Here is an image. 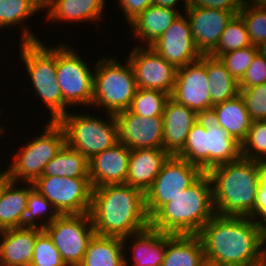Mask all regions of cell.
I'll use <instances>...</instances> for the list:
<instances>
[{"label": "cell", "mask_w": 266, "mask_h": 266, "mask_svg": "<svg viewBox=\"0 0 266 266\" xmlns=\"http://www.w3.org/2000/svg\"><path fill=\"white\" fill-rule=\"evenodd\" d=\"M206 262L220 266H263L266 226L247 216L216 214L199 232Z\"/></svg>", "instance_id": "6da1fadb"}, {"label": "cell", "mask_w": 266, "mask_h": 266, "mask_svg": "<svg viewBox=\"0 0 266 266\" xmlns=\"http://www.w3.org/2000/svg\"><path fill=\"white\" fill-rule=\"evenodd\" d=\"M90 216L95 234L124 238L150 226L145 193L128 184L92 188Z\"/></svg>", "instance_id": "7a4b0ae2"}, {"label": "cell", "mask_w": 266, "mask_h": 266, "mask_svg": "<svg viewBox=\"0 0 266 266\" xmlns=\"http://www.w3.org/2000/svg\"><path fill=\"white\" fill-rule=\"evenodd\" d=\"M266 164L244 157L210 169L215 212L221 216H249L254 211L259 176Z\"/></svg>", "instance_id": "3957f363"}, {"label": "cell", "mask_w": 266, "mask_h": 266, "mask_svg": "<svg viewBox=\"0 0 266 266\" xmlns=\"http://www.w3.org/2000/svg\"><path fill=\"white\" fill-rule=\"evenodd\" d=\"M216 215L212 183L204 173L195 183L164 204L151 218L150 226L172 235H198Z\"/></svg>", "instance_id": "277c9868"}, {"label": "cell", "mask_w": 266, "mask_h": 266, "mask_svg": "<svg viewBox=\"0 0 266 266\" xmlns=\"http://www.w3.org/2000/svg\"><path fill=\"white\" fill-rule=\"evenodd\" d=\"M177 157L207 173L213 167L238 160L241 144L208 116H200L192 125Z\"/></svg>", "instance_id": "5b68a950"}, {"label": "cell", "mask_w": 266, "mask_h": 266, "mask_svg": "<svg viewBox=\"0 0 266 266\" xmlns=\"http://www.w3.org/2000/svg\"><path fill=\"white\" fill-rule=\"evenodd\" d=\"M20 60L32 82L34 95L50 111L49 121L58 122L69 110L57 83V45L46 46L41 40L20 43Z\"/></svg>", "instance_id": "8992f818"}, {"label": "cell", "mask_w": 266, "mask_h": 266, "mask_svg": "<svg viewBox=\"0 0 266 266\" xmlns=\"http://www.w3.org/2000/svg\"><path fill=\"white\" fill-rule=\"evenodd\" d=\"M116 57L99 60L94 68L92 107L104 113L116 114L128 110L138 90L133 67L128 59L121 64ZM100 108V109H99Z\"/></svg>", "instance_id": "52a82bcc"}, {"label": "cell", "mask_w": 266, "mask_h": 266, "mask_svg": "<svg viewBox=\"0 0 266 266\" xmlns=\"http://www.w3.org/2000/svg\"><path fill=\"white\" fill-rule=\"evenodd\" d=\"M41 134L23 145L5 169L6 176L16 182L33 183L40 177L46 165L66 144L64 128L58 122L48 121ZM20 180V181H19Z\"/></svg>", "instance_id": "ba28073f"}, {"label": "cell", "mask_w": 266, "mask_h": 266, "mask_svg": "<svg viewBox=\"0 0 266 266\" xmlns=\"http://www.w3.org/2000/svg\"><path fill=\"white\" fill-rule=\"evenodd\" d=\"M106 120L90 113L70 111L58 123L64 128L66 144L88 160L119 142L115 114L106 113Z\"/></svg>", "instance_id": "9c48e42d"}, {"label": "cell", "mask_w": 266, "mask_h": 266, "mask_svg": "<svg viewBox=\"0 0 266 266\" xmlns=\"http://www.w3.org/2000/svg\"><path fill=\"white\" fill-rule=\"evenodd\" d=\"M57 44V83L67 106L92 107L94 69L82 59L75 48ZM90 69H93L90 70Z\"/></svg>", "instance_id": "30bf717a"}, {"label": "cell", "mask_w": 266, "mask_h": 266, "mask_svg": "<svg viewBox=\"0 0 266 266\" xmlns=\"http://www.w3.org/2000/svg\"><path fill=\"white\" fill-rule=\"evenodd\" d=\"M204 173L200 167L187 160L170 156L151 187L145 192V206L149 218L164 204L172 201L174 197L195 183Z\"/></svg>", "instance_id": "8fae6325"}, {"label": "cell", "mask_w": 266, "mask_h": 266, "mask_svg": "<svg viewBox=\"0 0 266 266\" xmlns=\"http://www.w3.org/2000/svg\"><path fill=\"white\" fill-rule=\"evenodd\" d=\"M33 186L60 215L90 213L92 187L89 178L40 176Z\"/></svg>", "instance_id": "7c38bea8"}, {"label": "cell", "mask_w": 266, "mask_h": 266, "mask_svg": "<svg viewBox=\"0 0 266 266\" xmlns=\"http://www.w3.org/2000/svg\"><path fill=\"white\" fill-rule=\"evenodd\" d=\"M44 230L52 238L67 266H79L95 234L90 213L59 215Z\"/></svg>", "instance_id": "4fadbf2b"}, {"label": "cell", "mask_w": 266, "mask_h": 266, "mask_svg": "<svg viewBox=\"0 0 266 266\" xmlns=\"http://www.w3.org/2000/svg\"><path fill=\"white\" fill-rule=\"evenodd\" d=\"M208 85L206 55H202L200 59L177 68L175 85L170 97L194 110L199 116H208L213 106Z\"/></svg>", "instance_id": "5bb4252c"}, {"label": "cell", "mask_w": 266, "mask_h": 266, "mask_svg": "<svg viewBox=\"0 0 266 266\" xmlns=\"http://www.w3.org/2000/svg\"><path fill=\"white\" fill-rule=\"evenodd\" d=\"M145 47L135 45L127 58L133 67L138 88L159 90L171 95L177 68L150 46Z\"/></svg>", "instance_id": "9a60e30c"}, {"label": "cell", "mask_w": 266, "mask_h": 266, "mask_svg": "<svg viewBox=\"0 0 266 266\" xmlns=\"http://www.w3.org/2000/svg\"><path fill=\"white\" fill-rule=\"evenodd\" d=\"M150 47L176 68L184 67L202 56L194 43L190 22L185 13H181Z\"/></svg>", "instance_id": "2e32d148"}, {"label": "cell", "mask_w": 266, "mask_h": 266, "mask_svg": "<svg viewBox=\"0 0 266 266\" xmlns=\"http://www.w3.org/2000/svg\"><path fill=\"white\" fill-rule=\"evenodd\" d=\"M119 142L131 149L162 148L163 116L142 117L129 109L115 114Z\"/></svg>", "instance_id": "e0dca14e"}, {"label": "cell", "mask_w": 266, "mask_h": 266, "mask_svg": "<svg viewBox=\"0 0 266 266\" xmlns=\"http://www.w3.org/2000/svg\"><path fill=\"white\" fill-rule=\"evenodd\" d=\"M191 33L196 48L202 55H209L218 45L221 34L235 15L231 11L215 8L187 7Z\"/></svg>", "instance_id": "ac0fdd59"}, {"label": "cell", "mask_w": 266, "mask_h": 266, "mask_svg": "<svg viewBox=\"0 0 266 266\" xmlns=\"http://www.w3.org/2000/svg\"><path fill=\"white\" fill-rule=\"evenodd\" d=\"M131 150L121 142L94 155L89 160L92 188L107 184H125Z\"/></svg>", "instance_id": "d6986e66"}, {"label": "cell", "mask_w": 266, "mask_h": 266, "mask_svg": "<svg viewBox=\"0 0 266 266\" xmlns=\"http://www.w3.org/2000/svg\"><path fill=\"white\" fill-rule=\"evenodd\" d=\"M199 117L194 110L170 97L163 112L162 149L170 156H177L184 147L192 125Z\"/></svg>", "instance_id": "ffe728a7"}, {"label": "cell", "mask_w": 266, "mask_h": 266, "mask_svg": "<svg viewBox=\"0 0 266 266\" xmlns=\"http://www.w3.org/2000/svg\"><path fill=\"white\" fill-rule=\"evenodd\" d=\"M133 238V239H132ZM132 245H128L130 243ZM125 253V266H161L166 251V233L160 232L151 226L122 238ZM129 240V241H128ZM131 247L130 248H126ZM128 250V251H127ZM132 252H130V251ZM127 252L132 254V264L127 259Z\"/></svg>", "instance_id": "44dd1931"}, {"label": "cell", "mask_w": 266, "mask_h": 266, "mask_svg": "<svg viewBox=\"0 0 266 266\" xmlns=\"http://www.w3.org/2000/svg\"><path fill=\"white\" fill-rule=\"evenodd\" d=\"M169 157L162 148L131 149L125 184L145 193Z\"/></svg>", "instance_id": "7402d4cb"}, {"label": "cell", "mask_w": 266, "mask_h": 266, "mask_svg": "<svg viewBox=\"0 0 266 266\" xmlns=\"http://www.w3.org/2000/svg\"><path fill=\"white\" fill-rule=\"evenodd\" d=\"M0 266H30L36 227L0 231Z\"/></svg>", "instance_id": "603a6c76"}, {"label": "cell", "mask_w": 266, "mask_h": 266, "mask_svg": "<svg viewBox=\"0 0 266 266\" xmlns=\"http://www.w3.org/2000/svg\"><path fill=\"white\" fill-rule=\"evenodd\" d=\"M19 185L3 177V192L0 197V231L25 227L26 206L29 192L34 188L33 183L25 182Z\"/></svg>", "instance_id": "cb8c5ba5"}, {"label": "cell", "mask_w": 266, "mask_h": 266, "mask_svg": "<svg viewBox=\"0 0 266 266\" xmlns=\"http://www.w3.org/2000/svg\"><path fill=\"white\" fill-rule=\"evenodd\" d=\"M208 117L224 128L240 144L247 138L253 121L240 94L212 106Z\"/></svg>", "instance_id": "d4e9b609"}, {"label": "cell", "mask_w": 266, "mask_h": 266, "mask_svg": "<svg viewBox=\"0 0 266 266\" xmlns=\"http://www.w3.org/2000/svg\"><path fill=\"white\" fill-rule=\"evenodd\" d=\"M178 10L168 7L150 5L128 25L135 39L141 41L140 46H150L179 17ZM146 44V45H144Z\"/></svg>", "instance_id": "484cf974"}, {"label": "cell", "mask_w": 266, "mask_h": 266, "mask_svg": "<svg viewBox=\"0 0 266 266\" xmlns=\"http://www.w3.org/2000/svg\"><path fill=\"white\" fill-rule=\"evenodd\" d=\"M206 257L198 235L166 234V251L161 266H204Z\"/></svg>", "instance_id": "4316f807"}, {"label": "cell", "mask_w": 266, "mask_h": 266, "mask_svg": "<svg viewBox=\"0 0 266 266\" xmlns=\"http://www.w3.org/2000/svg\"><path fill=\"white\" fill-rule=\"evenodd\" d=\"M106 2V0H54L46 11L45 19L49 22L66 21V24L75 21L99 22L102 20Z\"/></svg>", "instance_id": "83f0119b"}, {"label": "cell", "mask_w": 266, "mask_h": 266, "mask_svg": "<svg viewBox=\"0 0 266 266\" xmlns=\"http://www.w3.org/2000/svg\"><path fill=\"white\" fill-rule=\"evenodd\" d=\"M79 266H125L122 238L94 234Z\"/></svg>", "instance_id": "f1b7e54d"}, {"label": "cell", "mask_w": 266, "mask_h": 266, "mask_svg": "<svg viewBox=\"0 0 266 266\" xmlns=\"http://www.w3.org/2000/svg\"><path fill=\"white\" fill-rule=\"evenodd\" d=\"M206 72L211 104L222 103L240 94L239 82L226 69L219 58L206 55Z\"/></svg>", "instance_id": "f546056e"}, {"label": "cell", "mask_w": 266, "mask_h": 266, "mask_svg": "<svg viewBox=\"0 0 266 266\" xmlns=\"http://www.w3.org/2000/svg\"><path fill=\"white\" fill-rule=\"evenodd\" d=\"M39 11L31 0H0V28H14L20 23L21 42L40 41L36 34L30 31L31 28L24 23Z\"/></svg>", "instance_id": "4dcf8cb0"}, {"label": "cell", "mask_w": 266, "mask_h": 266, "mask_svg": "<svg viewBox=\"0 0 266 266\" xmlns=\"http://www.w3.org/2000/svg\"><path fill=\"white\" fill-rule=\"evenodd\" d=\"M41 176L89 178V160L65 144L46 165Z\"/></svg>", "instance_id": "1f68e13d"}, {"label": "cell", "mask_w": 266, "mask_h": 266, "mask_svg": "<svg viewBox=\"0 0 266 266\" xmlns=\"http://www.w3.org/2000/svg\"><path fill=\"white\" fill-rule=\"evenodd\" d=\"M246 25L239 14L234 15L226 25L216 48L209 54L219 58L222 54L251 46Z\"/></svg>", "instance_id": "d6a6232c"}, {"label": "cell", "mask_w": 266, "mask_h": 266, "mask_svg": "<svg viewBox=\"0 0 266 266\" xmlns=\"http://www.w3.org/2000/svg\"><path fill=\"white\" fill-rule=\"evenodd\" d=\"M170 94L159 90L138 88L129 110L142 117L163 116Z\"/></svg>", "instance_id": "836d02e7"}, {"label": "cell", "mask_w": 266, "mask_h": 266, "mask_svg": "<svg viewBox=\"0 0 266 266\" xmlns=\"http://www.w3.org/2000/svg\"><path fill=\"white\" fill-rule=\"evenodd\" d=\"M50 213V214H49ZM46 217V219L43 217ZM60 214L53 205L34 188L29 192L26 206L25 227L44 229L51 224ZM38 218L41 219L38 223Z\"/></svg>", "instance_id": "e575fe53"}, {"label": "cell", "mask_w": 266, "mask_h": 266, "mask_svg": "<svg viewBox=\"0 0 266 266\" xmlns=\"http://www.w3.org/2000/svg\"><path fill=\"white\" fill-rule=\"evenodd\" d=\"M241 156L266 164V120H254L241 144Z\"/></svg>", "instance_id": "d590c367"}, {"label": "cell", "mask_w": 266, "mask_h": 266, "mask_svg": "<svg viewBox=\"0 0 266 266\" xmlns=\"http://www.w3.org/2000/svg\"><path fill=\"white\" fill-rule=\"evenodd\" d=\"M30 266H67L44 229L36 227V241Z\"/></svg>", "instance_id": "8d00e7d4"}, {"label": "cell", "mask_w": 266, "mask_h": 266, "mask_svg": "<svg viewBox=\"0 0 266 266\" xmlns=\"http://www.w3.org/2000/svg\"><path fill=\"white\" fill-rule=\"evenodd\" d=\"M246 25L252 45L258 46L266 41V8H258L249 3L238 13Z\"/></svg>", "instance_id": "74e56055"}, {"label": "cell", "mask_w": 266, "mask_h": 266, "mask_svg": "<svg viewBox=\"0 0 266 266\" xmlns=\"http://www.w3.org/2000/svg\"><path fill=\"white\" fill-rule=\"evenodd\" d=\"M257 53V46L251 45L242 49L226 52L222 54L219 59L236 81L240 82Z\"/></svg>", "instance_id": "f35d334b"}, {"label": "cell", "mask_w": 266, "mask_h": 266, "mask_svg": "<svg viewBox=\"0 0 266 266\" xmlns=\"http://www.w3.org/2000/svg\"><path fill=\"white\" fill-rule=\"evenodd\" d=\"M239 89L251 119L266 120V83Z\"/></svg>", "instance_id": "ab89813d"}, {"label": "cell", "mask_w": 266, "mask_h": 266, "mask_svg": "<svg viewBox=\"0 0 266 266\" xmlns=\"http://www.w3.org/2000/svg\"><path fill=\"white\" fill-rule=\"evenodd\" d=\"M266 83V58L259 52L239 82V88H250Z\"/></svg>", "instance_id": "60d3db41"}, {"label": "cell", "mask_w": 266, "mask_h": 266, "mask_svg": "<svg viewBox=\"0 0 266 266\" xmlns=\"http://www.w3.org/2000/svg\"><path fill=\"white\" fill-rule=\"evenodd\" d=\"M248 217L266 226V165L259 176L254 211Z\"/></svg>", "instance_id": "b9f144b4"}, {"label": "cell", "mask_w": 266, "mask_h": 266, "mask_svg": "<svg viewBox=\"0 0 266 266\" xmlns=\"http://www.w3.org/2000/svg\"><path fill=\"white\" fill-rule=\"evenodd\" d=\"M245 0H189L188 7L215 8L237 15L244 7Z\"/></svg>", "instance_id": "7bdbcfd3"}, {"label": "cell", "mask_w": 266, "mask_h": 266, "mask_svg": "<svg viewBox=\"0 0 266 266\" xmlns=\"http://www.w3.org/2000/svg\"><path fill=\"white\" fill-rule=\"evenodd\" d=\"M119 7L122 10L126 23L129 24L147 7L153 4V0H117Z\"/></svg>", "instance_id": "ee69618b"}, {"label": "cell", "mask_w": 266, "mask_h": 266, "mask_svg": "<svg viewBox=\"0 0 266 266\" xmlns=\"http://www.w3.org/2000/svg\"><path fill=\"white\" fill-rule=\"evenodd\" d=\"M178 1L180 0H153V5L159 6V7H168V8H173V9H177L176 6L178 4ZM182 1V0H181ZM184 5L183 8L184 10L187 9V7L189 6V0H183Z\"/></svg>", "instance_id": "f6af8a7d"}, {"label": "cell", "mask_w": 266, "mask_h": 266, "mask_svg": "<svg viewBox=\"0 0 266 266\" xmlns=\"http://www.w3.org/2000/svg\"><path fill=\"white\" fill-rule=\"evenodd\" d=\"M36 7L41 11L47 10L53 3L54 0H31Z\"/></svg>", "instance_id": "bcb514c9"}, {"label": "cell", "mask_w": 266, "mask_h": 266, "mask_svg": "<svg viewBox=\"0 0 266 266\" xmlns=\"http://www.w3.org/2000/svg\"><path fill=\"white\" fill-rule=\"evenodd\" d=\"M245 2L258 8H266V0H245Z\"/></svg>", "instance_id": "7dc6e473"}, {"label": "cell", "mask_w": 266, "mask_h": 266, "mask_svg": "<svg viewBox=\"0 0 266 266\" xmlns=\"http://www.w3.org/2000/svg\"><path fill=\"white\" fill-rule=\"evenodd\" d=\"M258 52L266 58V41L257 46Z\"/></svg>", "instance_id": "c3c4849f"}, {"label": "cell", "mask_w": 266, "mask_h": 266, "mask_svg": "<svg viewBox=\"0 0 266 266\" xmlns=\"http://www.w3.org/2000/svg\"><path fill=\"white\" fill-rule=\"evenodd\" d=\"M3 192V178L0 179V197L2 195Z\"/></svg>", "instance_id": "681fc988"}, {"label": "cell", "mask_w": 266, "mask_h": 266, "mask_svg": "<svg viewBox=\"0 0 266 266\" xmlns=\"http://www.w3.org/2000/svg\"><path fill=\"white\" fill-rule=\"evenodd\" d=\"M6 175V171L5 169H3V171H0V179L3 178Z\"/></svg>", "instance_id": "f907efd6"}, {"label": "cell", "mask_w": 266, "mask_h": 266, "mask_svg": "<svg viewBox=\"0 0 266 266\" xmlns=\"http://www.w3.org/2000/svg\"><path fill=\"white\" fill-rule=\"evenodd\" d=\"M5 130V128L4 127H2L1 125H0V134L2 135L4 132H6V131H4Z\"/></svg>", "instance_id": "816d5d0a"}, {"label": "cell", "mask_w": 266, "mask_h": 266, "mask_svg": "<svg viewBox=\"0 0 266 266\" xmlns=\"http://www.w3.org/2000/svg\"><path fill=\"white\" fill-rule=\"evenodd\" d=\"M204 266H220V265H215V264H211L209 262H206Z\"/></svg>", "instance_id": "f5cc1de1"}, {"label": "cell", "mask_w": 266, "mask_h": 266, "mask_svg": "<svg viewBox=\"0 0 266 266\" xmlns=\"http://www.w3.org/2000/svg\"><path fill=\"white\" fill-rule=\"evenodd\" d=\"M266 246V245H265ZM263 266H266V248H265V255H264V265Z\"/></svg>", "instance_id": "db71d44e"}]
</instances>
